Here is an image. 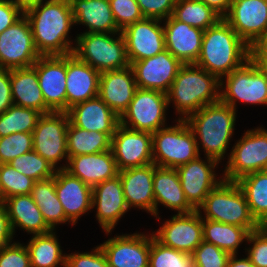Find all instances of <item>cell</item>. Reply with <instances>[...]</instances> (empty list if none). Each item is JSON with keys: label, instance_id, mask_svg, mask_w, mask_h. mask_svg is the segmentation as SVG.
<instances>
[{"label": "cell", "instance_id": "obj_1", "mask_svg": "<svg viewBox=\"0 0 267 267\" xmlns=\"http://www.w3.org/2000/svg\"><path fill=\"white\" fill-rule=\"evenodd\" d=\"M40 56H65L74 46L68 33L74 25L70 0H45L24 10ZM72 44V45H71Z\"/></svg>", "mask_w": 267, "mask_h": 267}, {"label": "cell", "instance_id": "obj_2", "mask_svg": "<svg viewBox=\"0 0 267 267\" xmlns=\"http://www.w3.org/2000/svg\"><path fill=\"white\" fill-rule=\"evenodd\" d=\"M250 58V46L222 18L204 30L201 52L195 65L220 80Z\"/></svg>", "mask_w": 267, "mask_h": 267}, {"label": "cell", "instance_id": "obj_3", "mask_svg": "<svg viewBox=\"0 0 267 267\" xmlns=\"http://www.w3.org/2000/svg\"><path fill=\"white\" fill-rule=\"evenodd\" d=\"M236 112L219 100L202 107L185 119L194 133L198 152L202 146L206 157L219 162L224 159L230 139L234 135Z\"/></svg>", "mask_w": 267, "mask_h": 267}, {"label": "cell", "instance_id": "obj_4", "mask_svg": "<svg viewBox=\"0 0 267 267\" xmlns=\"http://www.w3.org/2000/svg\"><path fill=\"white\" fill-rule=\"evenodd\" d=\"M220 80L195 64H184L167 94L168 106L173 103L179 118L185 120L202 107L219 101Z\"/></svg>", "mask_w": 267, "mask_h": 267}, {"label": "cell", "instance_id": "obj_5", "mask_svg": "<svg viewBox=\"0 0 267 267\" xmlns=\"http://www.w3.org/2000/svg\"><path fill=\"white\" fill-rule=\"evenodd\" d=\"M204 212L202 216L201 210ZM202 219L245 227L249 232L261 225L252 216L247 199L237 182L222 180L198 208Z\"/></svg>", "mask_w": 267, "mask_h": 267}, {"label": "cell", "instance_id": "obj_6", "mask_svg": "<svg viewBox=\"0 0 267 267\" xmlns=\"http://www.w3.org/2000/svg\"><path fill=\"white\" fill-rule=\"evenodd\" d=\"M224 77L220 79L221 102L235 110L237 101L251 105H267V69L258 60L250 58Z\"/></svg>", "mask_w": 267, "mask_h": 267}, {"label": "cell", "instance_id": "obj_7", "mask_svg": "<svg viewBox=\"0 0 267 267\" xmlns=\"http://www.w3.org/2000/svg\"><path fill=\"white\" fill-rule=\"evenodd\" d=\"M77 35L73 54L100 73L130 66L125 39L121 32H84ZM116 35L118 36L114 37Z\"/></svg>", "mask_w": 267, "mask_h": 267}, {"label": "cell", "instance_id": "obj_8", "mask_svg": "<svg viewBox=\"0 0 267 267\" xmlns=\"http://www.w3.org/2000/svg\"><path fill=\"white\" fill-rule=\"evenodd\" d=\"M177 121L175 126L152 133L153 163L156 166L177 168L201 155L192 129L185 120Z\"/></svg>", "mask_w": 267, "mask_h": 267}, {"label": "cell", "instance_id": "obj_9", "mask_svg": "<svg viewBox=\"0 0 267 267\" xmlns=\"http://www.w3.org/2000/svg\"><path fill=\"white\" fill-rule=\"evenodd\" d=\"M228 155L223 179L237 181L241 177L267 168V130H247Z\"/></svg>", "mask_w": 267, "mask_h": 267}, {"label": "cell", "instance_id": "obj_10", "mask_svg": "<svg viewBox=\"0 0 267 267\" xmlns=\"http://www.w3.org/2000/svg\"><path fill=\"white\" fill-rule=\"evenodd\" d=\"M167 94L158 90L137 88L120 124L135 131L154 133L166 127Z\"/></svg>", "mask_w": 267, "mask_h": 267}, {"label": "cell", "instance_id": "obj_11", "mask_svg": "<svg viewBox=\"0 0 267 267\" xmlns=\"http://www.w3.org/2000/svg\"><path fill=\"white\" fill-rule=\"evenodd\" d=\"M68 125L67 112H51L42 114L32 132L33 150L56 169H65L68 163L66 143ZM64 159L66 164L58 166Z\"/></svg>", "mask_w": 267, "mask_h": 267}, {"label": "cell", "instance_id": "obj_12", "mask_svg": "<svg viewBox=\"0 0 267 267\" xmlns=\"http://www.w3.org/2000/svg\"><path fill=\"white\" fill-rule=\"evenodd\" d=\"M39 57L30 24L25 15L0 34L1 69L30 67Z\"/></svg>", "mask_w": 267, "mask_h": 267}, {"label": "cell", "instance_id": "obj_13", "mask_svg": "<svg viewBox=\"0 0 267 267\" xmlns=\"http://www.w3.org/2000/svg\"><path fill=\"white\" fill-rule=\"evenodd\" d=\"M111 151L119 171L152 164V133L119 124L111 138Z\"/></svg>", "mask_w": 267, "mask_h": 267}, {"label": "cell", "instance_id": "obj_14", "mask_svg": "<svg viewBox=\"0 0 267 267\" xmlns=\"http://www.w3.org/2000/svg\"><path fill=\"white\" fill-rule=\"evenodd\" d=\"M205 158L207 161L198 156L176 168L185 197L195 210H198L208 194L223 180V177L217 179L214 171L220 162L210 157Z\"/></svg>", "mask_w": 267, "mask_h": 267}, {"label": "cell", "instance_id": "obj_15", "mask_svg": "<svg viewBox=\"0 0 267 267\" xmlns=\"http://www.w3.org/2000/svg\"><path fill=\"white\" fill-rule=\"evenodd\" d=\"M152 235L165 246L192 254L203 241L201 214L198 210L188 214H175Z\"/></svg>", "mask_w": 267, "mask_h": 267}, {"label": "cell", "instance_id": "obj_16", "mask_svg": "<svg viewBox=\"0 0 267 267\" xmlns=\"http://www.w3.org/2000/svg\"><path fill=\"white\" fill-rule=\"evenodd\" d=\"M184 64L167 49L157 55L130 64L137 88L169 91L172 82Z\"/></svg>", "mask_w": 267, "mask_h": 267}, {"label": "cell", "instance_id": "obj_17", "mask_svg": "<svg viewBox=\"0 0 267 267\" xmlns=\"http://www.w3.org/2000/svg\"><path fill=\"white\" fill-rule=\"evenodd\" d=\"M161 23L160 19L144 18L121 31L130 64L153 57L165 50L164 27Z\"/></svg>", "mask_w": 267, "mask_h": 267}, {"label": "cell", "instance_id": "obj_18", "mask_svg": "<svg viewBox=\"0 0 267 267\" xmlns=\"http://www.w3.org/2000/svg\"><path fill=\"white\" fill-rule=\"evenodd\" d=\"M151 234L116 235L100 244L109 267H149Z\"/></svg>", "mask_w": 267, "mask_h": 267}, {"label": "cell", "instance_id": "obj_19", "mask_svg": "<svg viewBox=\"0 0 267 267\" xmlns=\"http://www.w3.org/2000/svg\"><path fill=\"white\" fill-rule=\"evenodd\" d=\"M33 67L46 106L52 112H66V55L40 56Z\"/></svg>", "mask_w": 267, "mask_h": 267}, {"label": "cell", "instance_id": "obj_20", "mask_svg": "<svg viewBox=\"0 0 267 267\" xmlns=\"http://www.w3.org/2000/svg\"><path fill=\"white\" fill-rule=\"evenodd\" d=\"M223 19L251 47L267 27V0H232Z\"/></svg>", "mask_w": 267, "mask_h": 267}, {"label": "cell", "instance_id": "obj_21", "mask_svg": "<svg viewBox=\"0 0 267 267\" xmlns=\"http://www.w3.org/2000/svg\"><path fill=\"white\" fill-rule=\"evenodd\" d=\"M105 234L109 235L128 208L119 175L92 188V209ZM109 233V234H108Z\"/></svg>", "mask_w": 267, "mask_h": 267}, {"label": "cell", "instance_id": "obj_22", "mask_svg": "<svg viewBox=\"0 0 267 267\" xmlns=\"http://www.w3.org/2000/svg\"><path fill=\"white\" fill-rule=\"evenodd\" d=\"M55 190L72 226L81 215L92 210V187L65 169H57L55 172Z\"/></svg>", "mask_w": 267, "mask_h": 267}, {"label": "cell", "instance_id": "obj_23", "mask_svg": "<svg viewBox=\"0 0 267 267\" xmlns=\"http://www.w3.org/2000/svg\"><path fill=\"white\" fill-rule=\"evenodd\" d=\"M100 74L73 53L66 55V112L72 106L98 96Z\"/></svg>", "mask_w": 267, "mask_h": 267}, {"label": "cell", "instance_id": "obj_24", "mask_svg": "<svg viewBox=\"0 0 267 267\" xmlns=\"http://www.w3.org/2000/svg\"><path fill=\"white\" fill-rule=\"evenodd\" d=\"M136 90L137 84L130 66L100 74L98 96L119 118L128 109Z\"/></svg>", "mask_w": 267, "mask_h": 267}, {"label": "cell", "instance_id": "obj_25", "mask_svg": "<svg viewBox=\"0 0 267 267\" xmlns=\"http://www.w3.org/2000/svg\"><path fill=\"white\" fill-rule=\"evenodd\" d=\"M165 49L183 64H195L201 52L204 30L176 20L164 19Z\"/></svg>", "mask_w": 267, "mask_h": 267}, {"label": "cell", "instance_id": "obj_26", "mask_svg": "<svg viewBox=\"0 0 267 267\" xmlns=\"http://www.w3.org/2000/svg\"><path fill=\"white\" fill-rule=\"evenodd\" d=\"M67 114L69 121L74 126L89 132H102L110 138L120 124L118 115L99 96L72 106L68 109Z\"/></svg>", "mask_w": 267, "mask_h": 267}, {"label": "cell", "instance_id": "obj_27", "mask_svg": "<svg viewBox=\"0 0 267 267\" xmlns=\"http://www.w3.org/2000/svg\"><path fill=\"white\" fill-rule=\"evenodd\" d=\"M128 208L144 209L155 217L153 193L154 163L118 172Z\"/></svg>", "mask_w": 267, "mask_h": 267}, {"label": "cell", "instance_id": "obj_28", "mask_svg": "<svg viewBox=\"0 0 267 267\" xmlns=\"http://www.w3.org/2000/svg\"><path fill=\"white\" fill-rule=\"evenodd\" d=\"M65 170L92 188L115 178L119 172L111 150L68 157Z\"/></svg>", "mask_w": 267, "mask_h": 267}, {"label": "cell", "instance_id": "obj_29", "mask_svg": "<svg viewBox=\"0 0 267 267\" xmlns=\"http://www.w3.org/2000/svg\"><path fill=\"white\" fill-rule=\"evenodd\" d=\"M153 193L156 219L160 220L159 204L178 211L177 214H188L195 211L185 197L176 168L159 167L154 164Z\"/></svg>", "mask_w": 267, "mask_h": 267}, {"label": "cell", "instance_id": "obj_30", "mask_svg": "<svg viewBox=\"0 0 267 267\" xmlns=\"http://www.w3.org/2000/svg\"><path fill=\"white\" fill-rule=\"evenodd\" d=\"M74 25L88 27L89 33H119L109 0H70Z\"/></svg>", "mask_w": 267, "mask_h": 267}, {"label": "cell", "instance_id": "obj_31", "mask_svg": "<svg viewBox=\"0 0 267 267\" xmlns=\"http://www.w3.org/2000/svg\"><path fill=\"white\" fill-rule=\"evenodd\" d=\"M13 233L16 227L33 235L47 234L53 231L44 220L31 195H15L3 200Z\"/></svg>", "mask_w": 267, "mask_h": 267}, {"label": "cell", "instance_id": "obj_32", "mask_svg": "<svg viewBox=\"0 0 267 267\" xmlns=\"http://www.w3.org/2000/svg\"><path fill=\"white\" fill-rule=\"evenodd\" d=\"M10 85L13 103L32 108L42 114L52 111L46 106L39 86L36 69L33 66L11 69Z\"/></svg>", "mask_w": 267, "mask_h": 267}, {"label": "cell", "instance_id": "obj_33", "mask_svg": "<svg viewBox=\"0 0 267 267\" xmlns=\"http://www.w3.org/2000/svg\"><path fill=\"white\" fill-rule=\"evenodd\" d=\"M47 225L54 231L58 224L71 222L66 218L63 206L55 190V175L52 178L35 181L30 193Z\"/></svg>", "mask_w": 267, "mask_h": 267}, {"label": "cell", "instance_id": "obj_34", "mask_svg": "<svg viewBox=\"0 0 267 267\" xmlns=\"http://www.w3.org/2000/svg\"><path fill=\"white\" fill-rule=\"evenodd\" d=\"M202 233L204 241L235 255L250 232L245 227L202 219Z\"/></svg>", "mask_w": 267, "mask_h": 267}, {"label": "cell", "instance_id": "obj_35", "mask_svg": "<svg viewBox=\"0 0 267 267\" xmlns=\"http://www.w3.org/2000/svg\"><path fill=\"white\" fill-rule=\"evenodd\" d=\"M56 232L32 235L26 248L29 253L31 267H65L66 255L63 254Z\"/></svg>", "mask_w": 267, "mask_h": 267}, {"label": "cell", "instance_id": "obj_36", "mask_svg": "<svg viewBox=\"0 0 267 267\" xmlns=\"http://www.w3.org/2000/svg\"><path fill=\"white\" fill-rule=\"evenodd\" d=\"M242 189L252 216L261 226H267V174L251 173L236 181Z\"/></svg>", "mask_w": 267, "mask_h": 267}, {"label": "cell", "instance_id": "obj_37", "mask_svg": "<svg viewBox=\"0 0 267 267\" xmlns=\"http://www.w3.org/2000/svg\"><path fill=\"white\" fill-rule=\"evenodd\" d=\"M67 153L69 157L111 150V138L102 132L87 131L74 126L67 128Z\"/></svg>", "mask_w": 267, "mask_h": 267}, {"label": "cell", "instance_id": "obj_38", "mask_svg": "<svg viewBox=\"0 0 267 267\" xmlns=\"http://www.w3.org/2000/svg\"><path fill=\"white\" fill-rule=\"evenodd\" d=\"M176 20L206 30L222 17L200 0H176L173 15Z\"/></svg>", "mask_w": 267, "mask_h": 267}, {"label": "cell", "instance_id": "obj_39", "mask_svg": "<svg viewBox=\"0 0 267 267\" xmlns=\"http://www.w3.org/2000/svg\"><path fill=\"white\" fill-rule=\"evenodd\" d=\"M42 113L13 104L0 114V138L13 133H32Z\"/></svg>", "mask_w": 267, "mask_h": 267}, {"label": "cell", "instance_id": "obj_40", "mask_svg": "<svg viewBox=\"0 0 267 267\" xmlns=\"http://www.w3.org/2000/svg\"><path fill=\"white\" fill-rule=\"evenodd\" d=\"M149 267H195L192 254L158 242L151 234Z\"/></svg>", "mask_w": 267, "mask_h": 267}, {"label": "cell", "instance_id": "obj_41", "mask_svg": "<svg viewBox=\"0 0 267 267\" xmlns=\"http://www.w3.org/2000/svg\"><path fill=\"white\" fill-rule=\"evenodd\" d=\"M9 164L35 181L52 178L57 170L34 150L14 158Z\"/></svg>", "mask_w": 267, "mask_h": 267}, {"label": "cell", "instance_id": "obj_42", "mask_svg": "<svg viewBox=\"0 0 267 267\" xmlns=\"http://www.w3.org/2000/svg\"><path fill=\"white\" fill-rule=\"evenodd\" d=\"M35 180L20 173L9 163L0 164L2 201L15 195H29Z\"/></svg>", "mask_w": 267, "mask_h": 267}, {"label": "cell", "instance_id": "obj_43", "mask_svg": "<svg viewBox=\"0 0 267 267\" xmlns=\"http://www.w3.org/2000/svg\"><path fill=\"white\" fill-rule=\"evenodd\" d=\"M33 150L32 133H13L0 138V164L9 163L14 158Z\"/></svg>", "mask_w": 267, "mask_h": 267}, {"label": "cell", "instance_id": "obj_44", "mask_svg": "<svg viewBox=\"0 0 267 267\" xmlns=\"http://www.w3.org/2000/svg\"><path fill=\"white\" fill-rule=\"evenodd\" d=\"M192 257L195 267H227L230 254L203 240L193 251Z\"/></svg>", "mask_w": 267, "mask_h": 267}, {"label": "cell", "instance_id": "obj_45", "mask_svg": "<svg viewBox=\"0 0 267 267\" xmlns=\"http://www.w3.org/2000/svg\"><path fill=\"white\" fill-rule=\"evenodd\" d=\"M117 27L122 31L125 27L144 19L136 0H109Z\"/></svg>", "mask_w": 267, "mask_h": 267}, {"label": "cell", "instance_id": "obj_46", "mask_svg": "<svg viewBox=\"0 0 267 267\" xmlns=\"http://www.w3.org/2000/svg\"><path fill=\"white\" fill-rule=\"evenodd\" d=\"M247 242L253 244L246 248L247 257L255 267H267V226L251 231Z\"/></svg>", "mask_w": 267, "mask_h": 267}, {"label": "cell", "instance_id": "obj_47", "mask_svg": "<svg viewBox=\"0 0 267 267\" xmlns=\"http://www.w3.org/2000/svg\"><path fill=\"white\" fill-rule=\"evenodd\" d=\"M20 242L0 247V267H31L29 253Z\"/></svg>", "mask_w": 267, "mask_h": 267}, {"label": "cell", "instance_id": "obj_48", "mask_svg": "<svg viewBox=\"0 0 267 267\" xmlns=\"http://www.w3.org/2000/svg\"><path fill=\"white\" fill-rule=\"evenodd\" d=\"M65 267H109L105 253L100 245L91 252L66 254Z\"/></svg>", "mask_w": 267, "mask_h": 267}, {"label": "cell", "instance_id": "obj_49", "mask_svg": "<svg viewBox=\"0 0 267 267\" xmlns=\"http://www.w3.org/2000/svg\"><path fill=\"white\" fill-rule=\"evenodd\" d=\"M144 18L164 20L173 15L176 0H136Z\"/></svg>", "mask_w": 267, "mask_h": 267}, {"label": "cell", "instance_id": "obj_50", "mask_svg": "<svg viewBox=\"0 0 267 267\" xmlns=\"http://www.w3.org/2000/svg\"><path fill=\"white\" fill-rule=\"evenodd\" d=\"M24 15V10L14 1L0 3V34Z\"/></svg>", "mask_w": 267, "mask_h": 267}, {"label": "cell", "instance_id": "obj_51", "mask_svg": "<svg viewBox=\"0 0 267 267\" xmlns=\"http://www.w3.org/2000/svg\"><path fill=\"white\" fill-rule=\"evenodd\" d=\"M10 70L0 68V114L13 105Z\"/></svg>", "mask_w": 267, "mask_h": 267}, {"label": "cell", "instance_id": "obj_52", "mask_svg": "<svg viewBox=\"0 0 267 267\" xmlns=\"http://www.w3.org/2000/svg\"><path fill=\"white\" fill-rule=\"evenodd\" d=\"M14 233L3 201H0V247L12 243Z\"/></svg>", "mask_w": 267, "mask_h": 267}, {"label": "cell", "instance_id": "obj_53", "mask_svg": "<svg viewBox=\"0 0 267 267\" xmlns=\"http://www.w3.org/2000/svg\"><path fill=\"white\" fill-rule=\"evenodd\" d=\"M267 53V27L259 39L250 47L251 58L260 60Z\"/></svg>", "mask_w": 267, "mask_h": 267}, {"label": "cell", "instance_id": "obj_54", "mask_svg": "<svg viewBox=\"0 0 267 267\" xmlns=\"http://www.w3.org/2000/svg\"><path fill=\"white\" fill-rule=\"evenodd\" d=\"M208 7H211L222 18L228 13L232 0H200Z\"/></svg>", "mask_w": 267, "mask_h": 267}, {"label": "cell", "instance_id": "obj_55", "mask_svg": "<svg viewBox=\"0 0 267 267\" xmlns=\"http://www.w3.org/2000/svg\"><path fill=\"white\" fill-rule=\"evenodd\" d=\"M237 255H230L227 267H255L248 257L239 259Z\"/></svg>", "mask_w": 267, "mask_h": 267}, {"label": "cell", "instance_id": "obj_56", "mask_svg": "<svg viewBox=\"0 0 267 267\" xmlns=\"http://www.w3.org/2000/svg\"><path fill=\"white\" fill-rule=\"evenodd\" d=\"M12 1H14L18 6H20L23 10H25L34 4L43 2L44 0H12Z\"/></svg>", "mask_w": 267, "mask_h": 267}, {"label": "cell", "instance_id": "obj_57", "mask_svg": "<svg viewBox=\"0 0 267 267\" xmlns=\"http://www.w3.org/2000/svg\"><path fill=\"white\" fill-rule=\"evenodd\" d=\"M260 64L267 69V53L259 60Z\"/></svg>", "mask_w": 267, "mask_h": 267}, {"label": "cell", "instance_id": "obj_58", "mask_svg": "<svg viewBox=\"0 0 267 267\" xmlns=\"http://www.w3.org/2000/svg\"><path fill=\"white\" fill-rule=\"evenodd\" d=\"M0 201H2L1 188H0Z\"/></svg>", "mask_w": 267, "mask_h": 267}, {"label": "cell", "instance_id": "obj_59", "mask_svg": "<svg viewBox=\"0 0 267 267\" xmlns=\"http://www.w3.org/2000/svg\"><path fill=\"white\" fill-rule=\"evenodd\" d=\"M6 1H9V0H0V3H1V2H6Z\"/></svg>", "mask_w": 267, "mask_h": 267}]
</instances>
